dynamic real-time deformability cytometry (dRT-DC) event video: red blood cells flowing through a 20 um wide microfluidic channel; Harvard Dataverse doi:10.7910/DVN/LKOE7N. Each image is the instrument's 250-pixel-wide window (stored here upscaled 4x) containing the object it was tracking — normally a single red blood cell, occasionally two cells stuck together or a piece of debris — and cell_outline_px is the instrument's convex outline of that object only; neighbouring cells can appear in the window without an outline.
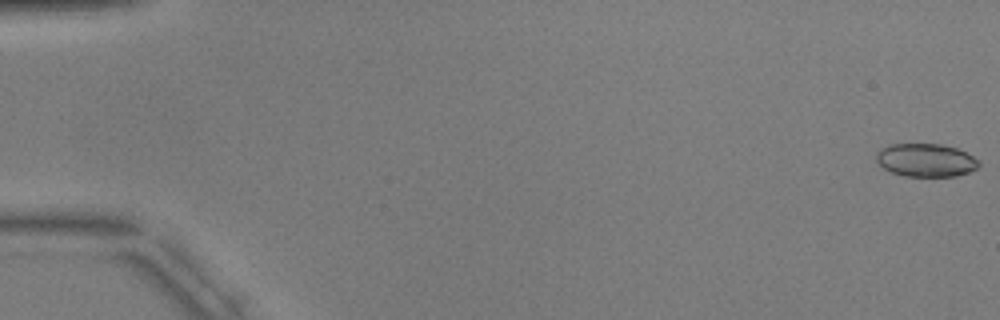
{"species": "common noctule bat (a hibernating species)", "species_latin": "Nyctalus noctula", "temperature_condition": "warm", "stored_images_in_passage": 10, "camera_frame_rate_fps": 3000, "um_per_image_px": 0.085, "animal": {"sex": "male", "body_mass_g": 17.9, "forearm_length_mm": 54.2}, "frame": {"image": 1, "passage_image": 1, "time_ms": 0.0, "image_size_px": [1000, 320], "cell_outline_px": [[980, 164], [976, 168], [968, 172], [956, 176], [904, 176], [892, 172], [884, 168], [876, 160], [876, 156], [888, 144], [940, 144], [956, 148], [980, 160]], "centroid_in_image_um": [78.72, 13.62], "position_along_channel_um": 6.3, "area_um2": 19.54}}
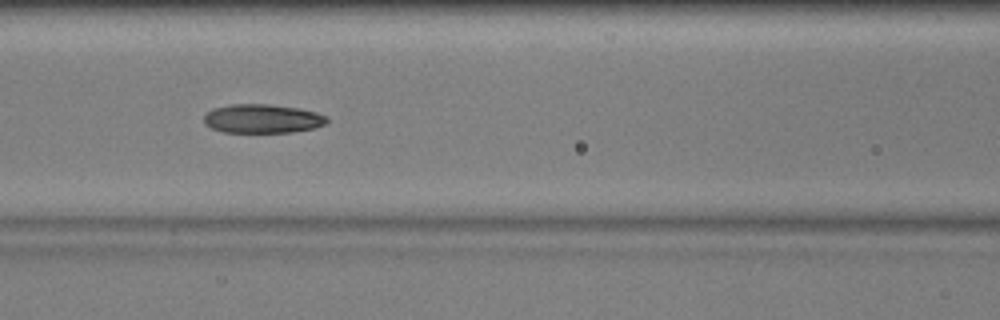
{"frame": {"image": 2, "passage_image": 7, "time_ms": 8.0, "image_size_px": [1000, 320], "cell_outline_px": [[328, 120], [324, 124], [312, 128], [292, 132], [224, 132], [212, 128], [204, 124], [204, 116], [212, 108], [232, 104], [268, 104], [300, 108], [316, 112], [328, 116]], "centroid_in_image_um": [22.3, 10.08], "position_along_channel_um": 144.3, "area_um2": 20.69}}
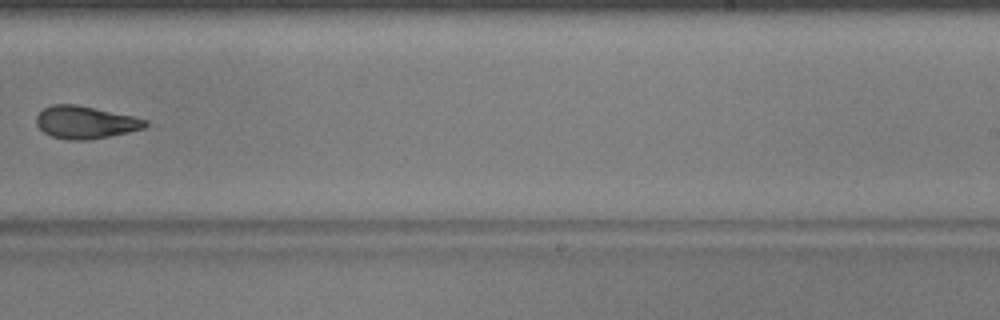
{"frame": {"image": 3, "passage_image": 10, "time_ms": 11.667, "image_size_px": [1000, 320], "cell_outline_px": [[148, 124], [144, 128], [128, 132], [88, 140], [72, 140], [52, 136], [44, 132], [36, 124], [36, 116], [44, 108], [52, 104], [76, 104], [132, 116], [148, 120]], "centroid_in_image_um": [7.24, 10.39], "position_along_channel_um": 281.8, "area_um2": 20.46}}